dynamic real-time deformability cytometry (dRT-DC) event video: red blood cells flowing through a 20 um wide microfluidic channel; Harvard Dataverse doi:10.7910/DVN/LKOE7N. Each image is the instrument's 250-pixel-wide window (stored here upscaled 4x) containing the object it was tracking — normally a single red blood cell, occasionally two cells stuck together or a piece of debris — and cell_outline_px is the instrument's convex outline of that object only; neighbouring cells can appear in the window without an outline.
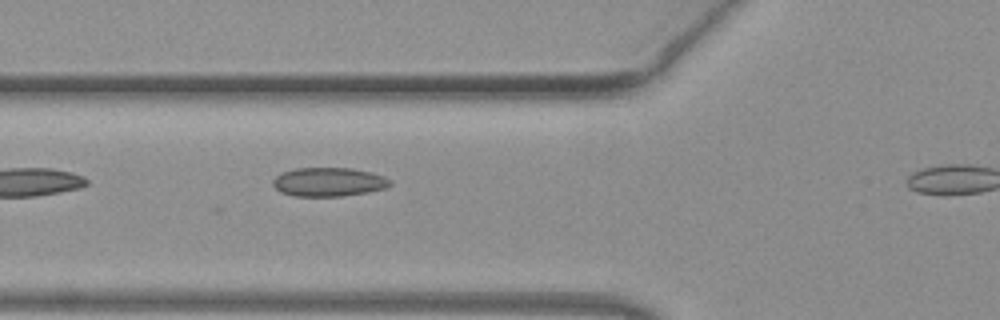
{"species": "common noctule bat (a hibernating species)", "species_latin": "Nyctalus noctula", "temperature_condition": "warm", "stored_images_in_passage": 5, "camera_frame_rate_fps": 3000, "um_per_image_px": 0.085, "animal": {"sex": "female", "body_mass_g": 19.3, "forearm_length_mm": 54.1}, "frame": {"image": 1, "passage_image": 4, "time_ms": 1.0, "image_size_px": [1000, 320], "cell_outline_px": [[392, 184], [384, 188], [368, 192], [344, 196], [292, 196], [280, 192], [272, 184], [272, 180], [276, 176], [284, 172], [296, 168], [352, 168], [372, 172], [384, 176], [392, 180]], "centroid_in_image_um": [27.95, 15.47], "position_along_channel_um": 97.8, "area_um2": 19.83}}